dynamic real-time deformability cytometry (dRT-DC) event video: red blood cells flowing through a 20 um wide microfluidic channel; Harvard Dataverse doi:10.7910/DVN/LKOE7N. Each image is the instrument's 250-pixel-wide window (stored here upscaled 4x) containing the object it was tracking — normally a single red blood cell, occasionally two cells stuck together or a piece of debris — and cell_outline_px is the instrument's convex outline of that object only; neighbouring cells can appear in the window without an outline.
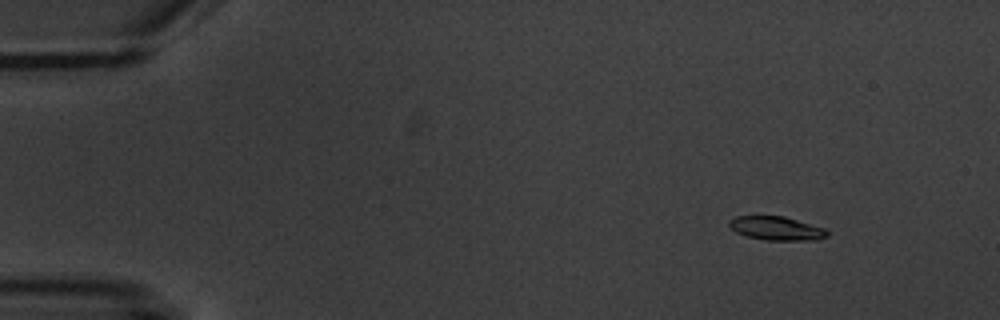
{"species": "common noctule bat (a hibernating species)", "species_latin": "Nyctalus noctula", "temperature_condition": "warm", "stored_images_in_passage": 5, "camera_frame_rate_fps": 3000, "um_per_image_px": 0.085, "animal": {"sex": "male", "body_mass_g": 20.1, "forearm_length_mm": 53.5}, "frame": {"image": 1, "passage_image": 2, "time_ms": 1.0, "image_size_px": [1000, 320], "cell_outline_px": [[828, 236], [816, 240], [768, 240], [748, 236], [736, 232], [728, 224], [728, 220], [736, 216], [784, 216], [824, 228], [828, 232]], "centroid_in_image_um": [66.0, 19.4], "position_along_channel_um": 19.0, "area_um2": 13.41}}
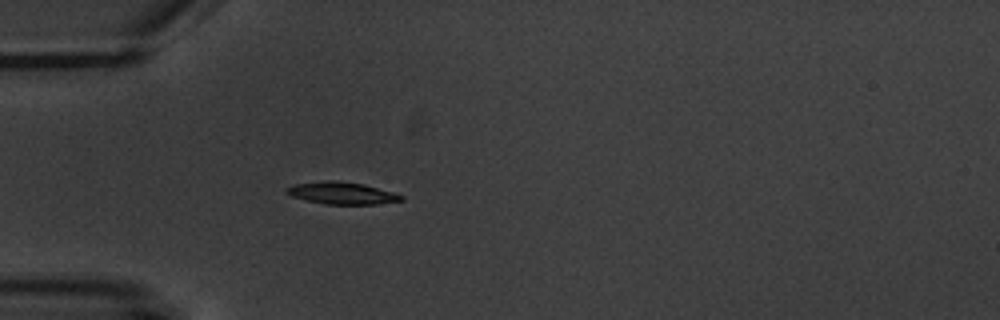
{"frame": {"image": 2, "passage_image": 5, "time_ms": 4.667, "image_size_px": [1000, 320], "cell_outline_px": [[404, 200], [376, 204], [328, 204], [308, 200], [292, 196], [284, 192], [284, 188], [292, 184], [332, 180], [336, 180], [364, 184], [396, 192], [404, 196]], "centroid_in_image_um": [29.08, 16.4], "position_along_channel_um": 55.9, "area_um2": 14.85}}